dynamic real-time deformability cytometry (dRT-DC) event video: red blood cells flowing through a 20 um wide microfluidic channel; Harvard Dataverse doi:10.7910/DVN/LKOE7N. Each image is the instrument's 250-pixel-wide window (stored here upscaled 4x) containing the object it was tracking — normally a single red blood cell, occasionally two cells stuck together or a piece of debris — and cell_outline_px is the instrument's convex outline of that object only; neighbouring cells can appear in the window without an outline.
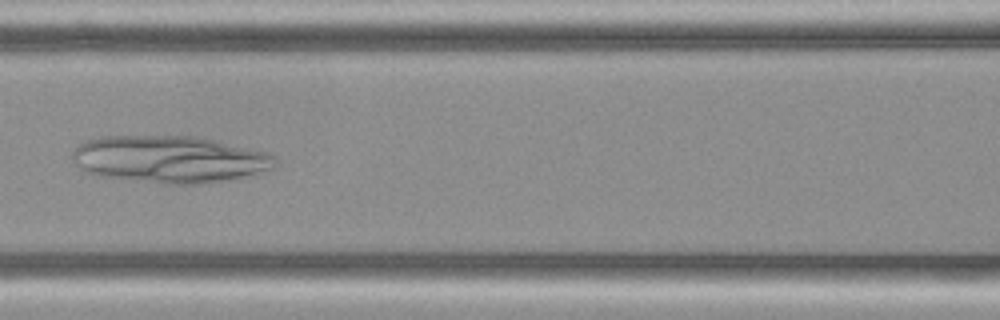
{"species": "Egyptian fruit bat (a non-hibernating species)", "species_latin": "Rousettus aegyptiacus", "temperature_condition": "cold", "stored_images_in_passage": 6, "camera_frame_rate_fps": 3000, "um_per_image_px": 0.085, "frame": {"image": 1, "passage_image": 5, "time_ms": 1.333, "image_size_px": [1000, 320], "cell_outline_px": [[276, 164], [272, 168], [240, 176], [200, 184], [160, 184], [100, 176], [84, 172], [72, 160], [72, 152], [76, 144], [84, 140], [100, 136], [196, 136], [216, 140], [264, 152], [276, 156]], "centroid_in_image_um": [14.29, 13.52], "position_along_channel_um": 152.3, "area_um2": 55.6}}